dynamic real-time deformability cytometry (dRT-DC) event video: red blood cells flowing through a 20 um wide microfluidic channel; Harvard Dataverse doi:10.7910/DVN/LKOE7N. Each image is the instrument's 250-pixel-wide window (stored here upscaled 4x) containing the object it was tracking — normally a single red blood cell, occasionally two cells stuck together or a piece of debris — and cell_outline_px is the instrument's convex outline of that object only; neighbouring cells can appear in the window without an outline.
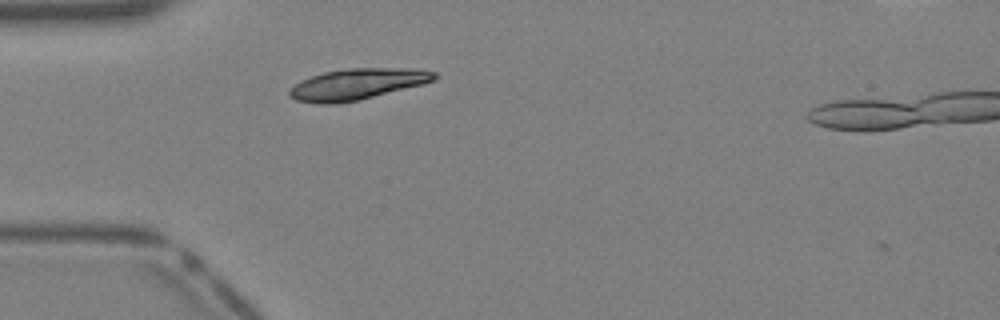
{"species": "Egyptian fruit bat (a non-hibernating species)", "species_latin": "Rousettus aegyptiacus", "temperature_condition": "warm", "stored_images_in_passage": 31, "camera_frame_rate_fps": 3000, "um_per_image_px": 0.085, "animal": {"sex": "female"}, "frame": {"image": 1, "passage_image": 3, "time_ms": 0.667, "image_size_px": [1000, 320], "cell_outline_px": [[440, 76], [436, 80], [424, 84], [360, 100], [336, 104], [316, 104], [296, 100], [288, 92], [296, 84], [312, 76], [324, 72], [348, 68], [416, 68], [436, 72]], "centroid_in_image_um": [30.46, 7.15], "position_along_channel_um": 54.5, "area_um2": 26.36}}
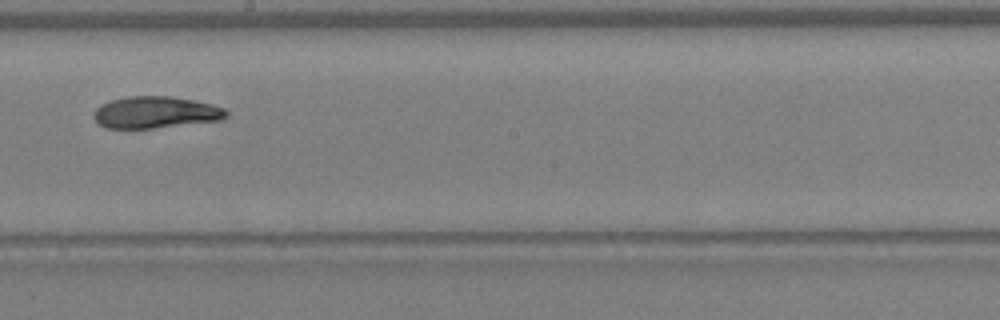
{"frame": {"image": 2, "passage_image": 14, "time_ms": 4.333, "image_size_px": [1000, 320], "cell_outline_px": [[228, 116], [220, 120], [152, 128], [108, 128], [100, 124], [92, 116], [96, 108], [100, 104], [112, 100], [128, 96], [168, 96], [192, 100], [212, 104], [224, 108], [228, 112]], "centroid_in_image_um": [13.22, 9.54], "position_along_channel_um": 235.0, "area_um2": 24.33}}
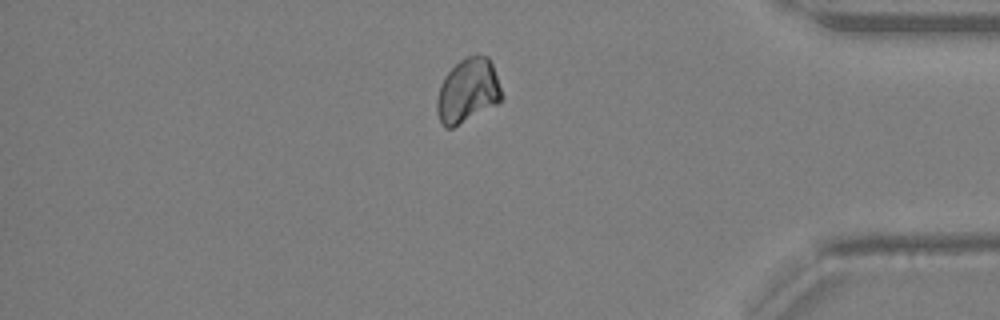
{"frame": {"image": 3, "passage_image": 25, "time_ms": 8.0, "image_size_px": [1000, 320], "cell_outline_px": [[504, 96], [496, 104], [452, 128], [444, 128], [440, 120], [436, 108], [436, 100], [440, 84], [444, 76], [460, 60], [468, 56], [488, 56], [492, 64]], "centroid_in_image_um": [39.74, 7.72], "position_along_channel_um": 395.5, "area_um2": 23.99}}